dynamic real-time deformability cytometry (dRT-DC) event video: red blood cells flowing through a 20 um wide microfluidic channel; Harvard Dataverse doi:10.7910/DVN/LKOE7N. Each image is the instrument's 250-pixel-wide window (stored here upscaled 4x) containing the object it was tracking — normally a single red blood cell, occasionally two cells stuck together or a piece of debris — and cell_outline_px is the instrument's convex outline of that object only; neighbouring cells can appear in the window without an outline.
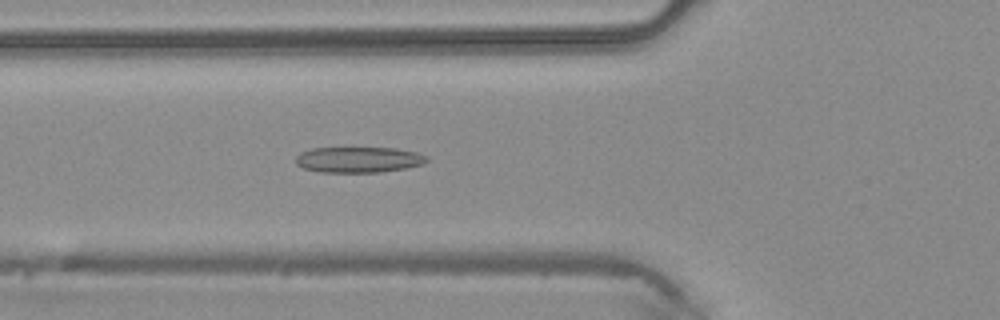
{"species": "common noctule bat (a hibernating species)", "species_latin": "Nyctalus noctula", "temperature_condition": "warm", "stored_images_in_passage": 46, "camera_frame_rate_fps": 3000, "um_per_image_px": 0.085, "animal": {"sex": "male", "body_mass_g": 20.4}, "frame": {"image": 1, "passage_image": 17, "time_ms": 5.333, "image_size_px": [1000, 320], "cell_outline_px": [[428, 160], [424, 164], [408, 168], [380, 172], [320, 172], [304, 168], [296, 164], [296, 156], [300, 152], [312, 148], [396, 148], [416, 152], [428, 156]], "centroid_in_image_um": [30.5, 13.57], "position_along_channel_um": 95.3, "area_um2": 19.77}}
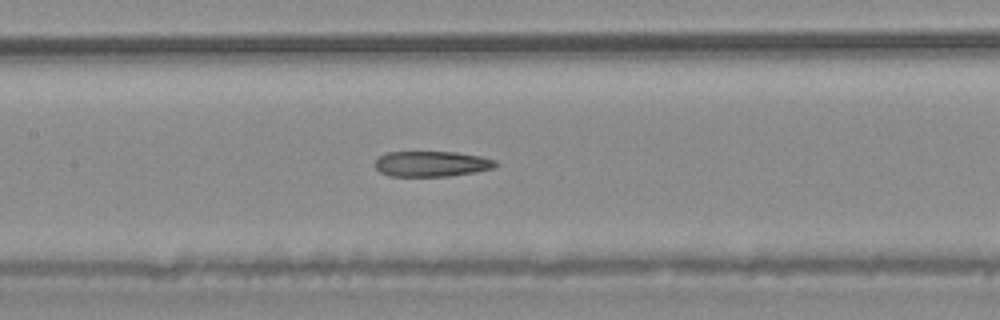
{"frame": {"image": 2, "passage_image": 22, "time_ms": 7.0, "image_size_px": [1000, 320], "cell_outline_px": [[496, 164], [492, 168], [472, 172], [448, 176], [388, 176], [380, 172], [376, 168], [376, 160], [380, 156], [388, 152], [456, 152], [480, 156], [496, 160]], "centroid_in_image_um": [36.66, 13.92], "position_along_channel_um": 170.7, "area_um2": 17.69}}
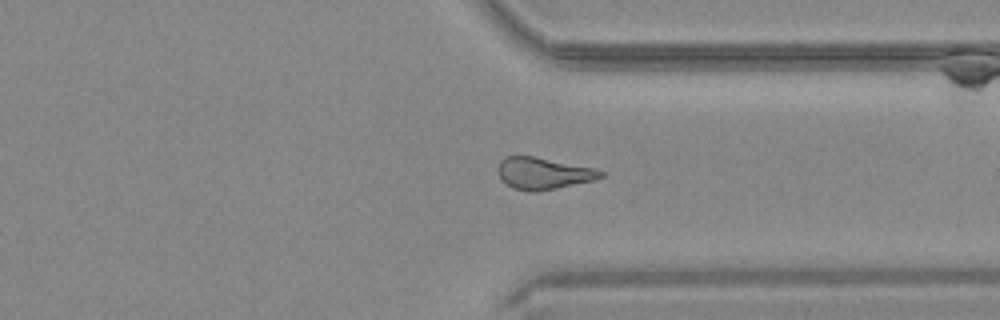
{"frame": {"image": 3, "passage_image": 35, "time_ms": 11.333, "image_size_px": [1000, 320], "cell_outline_px": [[604, 176], [596, 180], [536, 192], [528, 192], [512, 188], [500, 180], [496, 168], [500, 160], [504, 156], [532, 156], [596, 168], [604, 172]], "centroid_in_image_um": [46.15, 14.74], "position_along_channel_um": 365.2, "area_um2": 19.36}}